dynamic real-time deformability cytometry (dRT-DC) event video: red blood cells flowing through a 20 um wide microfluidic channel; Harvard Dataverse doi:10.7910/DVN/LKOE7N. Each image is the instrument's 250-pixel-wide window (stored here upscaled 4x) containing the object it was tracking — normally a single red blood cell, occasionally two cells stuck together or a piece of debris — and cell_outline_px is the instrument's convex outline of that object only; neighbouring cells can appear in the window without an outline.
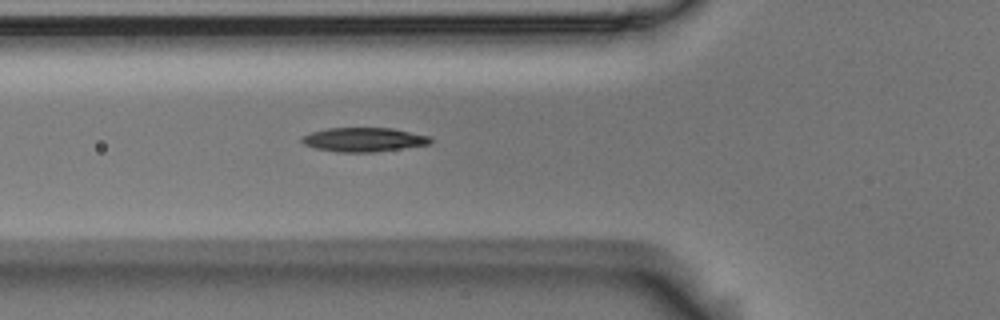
{"species": "Egyptian fruit bat (a non-hibernating species)", "species_latin": "Rousettus aegyptiacus", "temperature_condition": "room temperature", "stored_images_in_passage": 5, "camera_frame_rate_fps": 3000, "um_per_image_px": 0.085, "animal": {"sex": "male"}, "frame": {"image": 1, "passage_image": 5, "time_ms": 1.333, "image_size_px": [1000, 320], "cell_outline_px": [[432, 140], [428, 144], [376, 152], [336, 152], [316, 148], [304, 144], [300, 140], [300, 136], [308, 132], [328, 128], [392, 128], [428, 136]], "centroid_in_image_um": [30.83, 11.86], "position_along_channel_um": 95.0, "area_um2": 18.03}}